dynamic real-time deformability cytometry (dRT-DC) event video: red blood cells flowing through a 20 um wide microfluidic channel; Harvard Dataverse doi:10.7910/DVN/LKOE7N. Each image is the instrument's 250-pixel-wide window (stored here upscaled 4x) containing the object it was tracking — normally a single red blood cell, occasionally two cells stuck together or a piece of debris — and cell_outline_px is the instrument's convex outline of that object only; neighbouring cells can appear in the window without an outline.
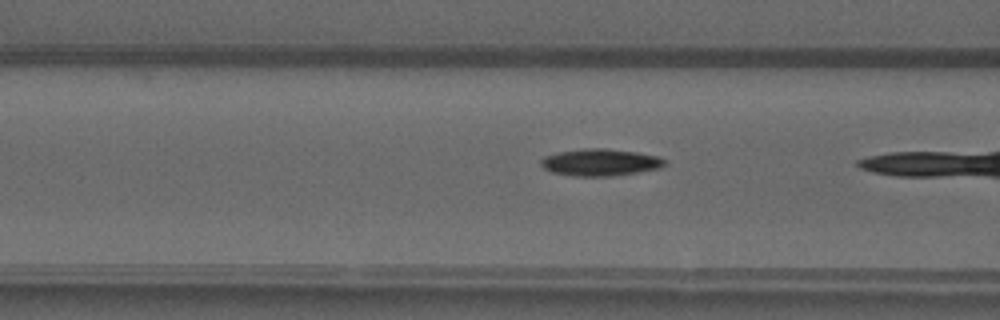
{"species": "common noctule bat (a hibernating species)", "species_latin": "Nyctalus noctula", "temperature_condition": "warm", "stored_images_in_passage": 9, "camera_frame_rate_fps": 3000, "um_per_image_px": 0.085, "animal": {"sex": "male", "forearm_length_mm": 52.5}, "frame": {"image": 1, "passage_image": 8, "time_ms": 2.333, "image_size_px": [1000, 320], "cell_outline_px": [[668, 164], [660, 168], [636, 172], [608, 176], [572, 176], [552, 172], [544, 168], [540, 164], [540, 160], [544, 156], [556, 152], [584, 148], [604, 148], [636, 152], [660, 156], [668, 160]], "centroid_in_image_um": [51.04, 13.79], "position_along_channel_um": 115.6, "area_um2": 19.65}}